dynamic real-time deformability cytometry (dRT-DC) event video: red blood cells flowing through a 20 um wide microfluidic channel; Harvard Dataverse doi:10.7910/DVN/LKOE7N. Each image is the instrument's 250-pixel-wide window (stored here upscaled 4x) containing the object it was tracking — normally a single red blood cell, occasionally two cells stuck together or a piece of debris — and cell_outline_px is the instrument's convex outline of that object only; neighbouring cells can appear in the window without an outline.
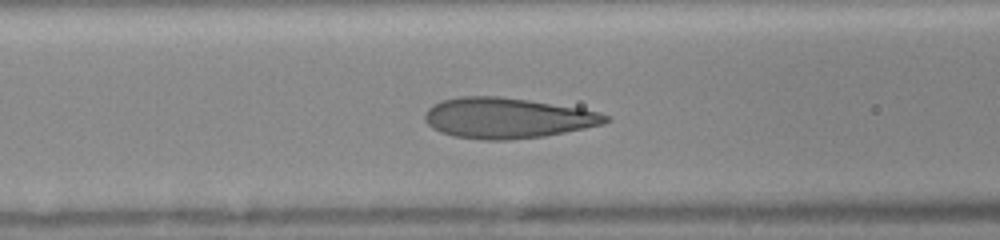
{"species": "human", "species_latin": "Homo sapiens", "temperature_condition": "room temperature", "stored_images_in_passage": 32, "camera_frame_rate_fps": 3000, "um_per_image_px": 0.085, "donor": {"sex": "female"}, "frame": {"image": 1, "passage_image": 12, "time_ms": 3.667, "image_size_px": [1000, 240], "cell_outline_px": [[612, 120], [604, 124], [544, 136], [508, 140], [480, 140], [452, 136], [440, 132], [432, 128], [424, 120], [424, 112], [432, 104], [440, 100], [460, 96], [500, 96], [528, 100], [580, 108], [600, 112], [608, 116]], "centroid_in_image_um": [43.08, 10.03], "position_along_channel_um": 123.5, "area_um2": 43.0}}
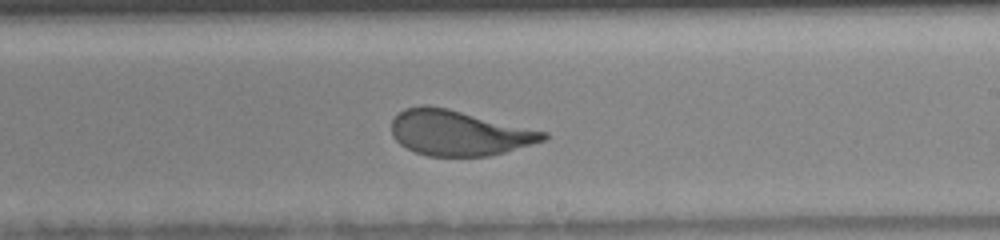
{"frame": {"image": 2, "passage_image": 21, "time_ms": 6.667, "image_size_px": [1000, 240], "cell_outline_px": [[548, 136], [544, 140], [504, 152], [488, 156], [428, 156], [416, 152], [400, 144], [392, 136], [392, 120], [404, 108], [424, 104], [428, 104], [448, 108], [548, 132]], "centroid_in_image_um": [38.98, 11.28], "position_along_channel_um": 250.0, "area_um2": 39.94}}
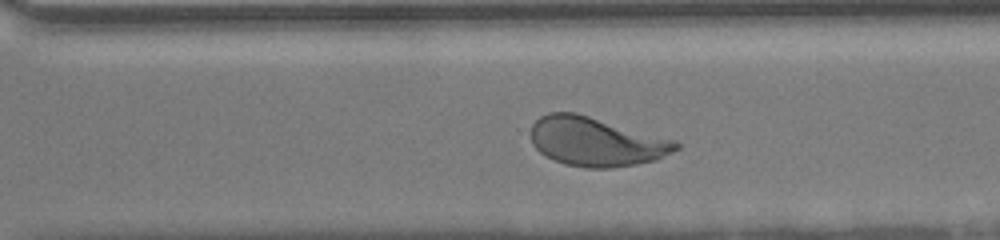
{"frame": {"image": 3, "passage_image": 26, "time_ms": 8.333, "image_size_px": [1000, 240], "cell_outline_px": [[680, 148], [656, 160], [636, 164], [612, 168], [584, 168], [564, 164], [540, 152], [532, 144], [532, 124], [540, 116], [548, 112], [576, 112], [676, 140], [680, 144]], "centroid_in_image_um": [50.69, 12.04], "position_along_channel_um": 319.9, "area_um2": 41.5}}